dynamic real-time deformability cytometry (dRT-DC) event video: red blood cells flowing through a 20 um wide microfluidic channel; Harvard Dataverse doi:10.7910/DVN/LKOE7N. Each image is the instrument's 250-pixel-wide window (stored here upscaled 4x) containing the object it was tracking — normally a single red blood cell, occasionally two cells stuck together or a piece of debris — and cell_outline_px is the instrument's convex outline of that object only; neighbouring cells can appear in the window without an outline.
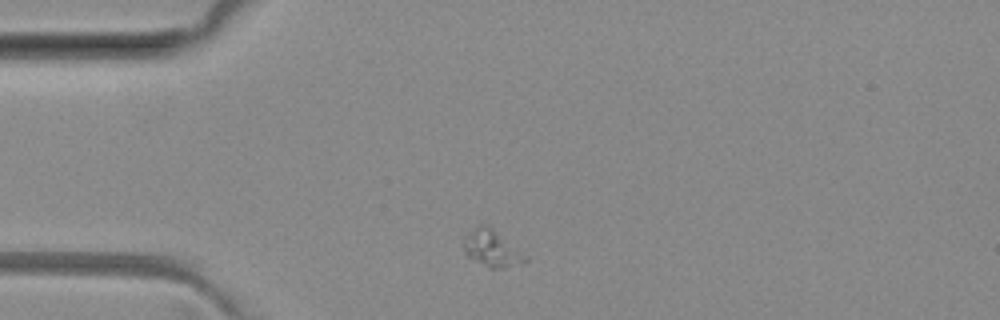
{"species": "common noctule bat (a hibernating species)", "species_latin": "Nyctalus noctula", "temperature_condition": "room temperature", "stored_images_in_passage": 6, "camera_frame_rate_fps": 3000, "um_per_image_px": 0.085, "animal": {"sex": "female", "body_mass_g": 29.2, "forearm_length_mm": 56.3}, "frame": {"image": 1, "passage_image": 1, "time_ms": 0.0, "image_size_px": [1000, 320], "cell_outline_px": [[528, 260], [524, 264], [504, 268], [488, 268], [468, 256], [464, 252], [464, 236], [468, 232], [480, 224], [488, 224], [528, 256]], "centroid_in_image_um": [41.84, 21.12], "position_along_channel_um": 43.2, "area_um2": 13.35}}
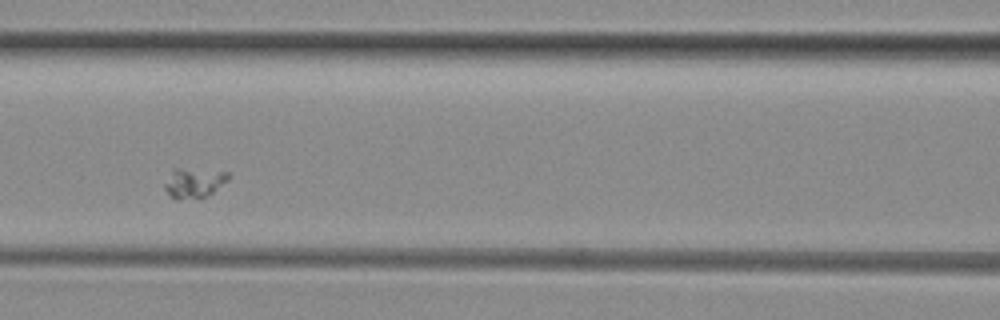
{"frame": {"image": 2, "passage_image": 4, "time_ms": 3.333, "image_size_px": [1000, 320], "cell_outline_px": [[232, 176], [228, 180], [212, 192], [200, 200], [176, 200], [164, 188], [164, 184], [172, 172], [176, 168], [180, 168], [228, 172]], "centroid_in_image_um": [16.51, 15.57], "position_along_channel_um": 150.1, "area_um2": 11.1}}
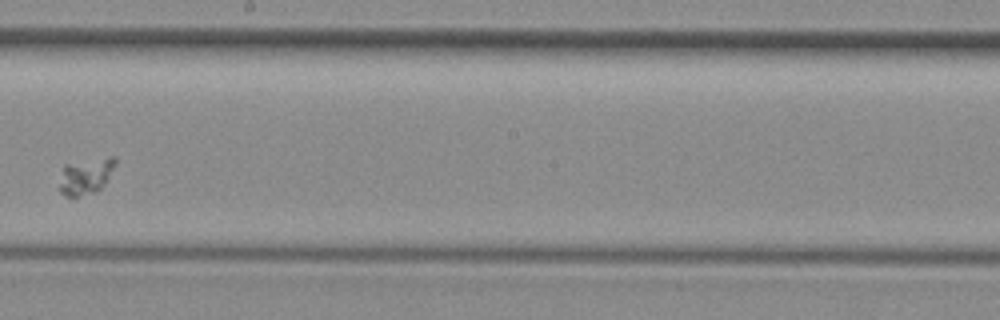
{"frame": {"image": 3, "passage_image": 6, "time_ms": 5.667, "image_size_px": [1000, 320], "cell_outline_px": [[116, 164], [104, 184], [96, 192], [76, 196], [68, 196], [60, 192], [60, 184], [64, 164], [108, 156], [116, 156]], "centroid_in_image_um": [7.32, 14.94], "position_along_channel_um": 240.9, "area_um2": 11.62}}